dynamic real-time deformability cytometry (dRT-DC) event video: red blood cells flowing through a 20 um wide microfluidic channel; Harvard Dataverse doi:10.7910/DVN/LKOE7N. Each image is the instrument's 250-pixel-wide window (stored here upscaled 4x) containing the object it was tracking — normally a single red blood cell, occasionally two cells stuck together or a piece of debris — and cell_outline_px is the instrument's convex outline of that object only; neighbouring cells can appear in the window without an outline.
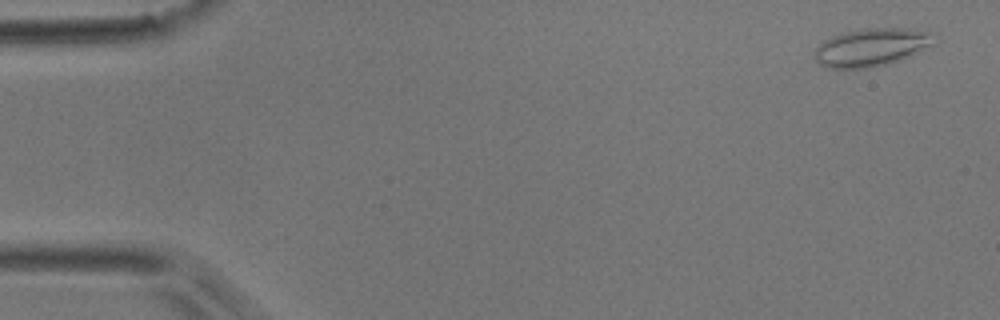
{"species": "common noctule bat (a hibernating species)", "species_latin": "Nyctalus noctula", "temperature_condition": "room temperature", "stored_images_in_passage": 51, "camera_frame_rate_fps": 3000, "um_per_image_px": 0.085, "animal": {"sex": "male", "body_mass_g": 17.9}, "frame": {"image": 1, "passage_image": 2, "time_ms": 0.333, "image_size_px": [1000, 320], "cell_outline_px": [[936, 44], [920, 52], [900, 60], [888, 64], [868, 68], [828, 68], [820, 64], [816, 60], [816, 48], [824, 40], [832, 36], [844, 32], [868, 28], [904, 28], [936, 32]], "centroid_in_image_um": [74.17, 4.01], "position_along_channel_um": 10.8, "area_um2": 26.7}}
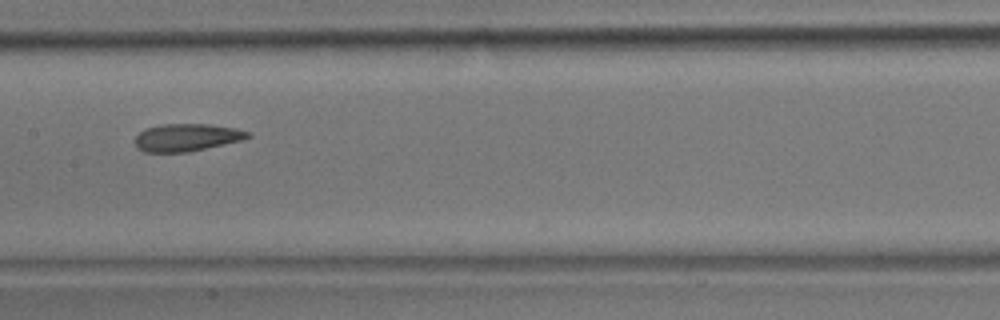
{"frame": {"image": 2, "passage_image": 25, "time_ms": 8.0, "image_size_px": [1000, 320], "cell_outline_px": [[252, 136], [240, 140], [188, 152], [144, 152], [136, 148], [136, 136], [144, 128], [160, 124], [208, 124], [236, 128], [252, 132]], "centroid_in_image_um": [15.86, 11.67], "position_along_channel_um": 191.5, "area_um2": 18.09}}
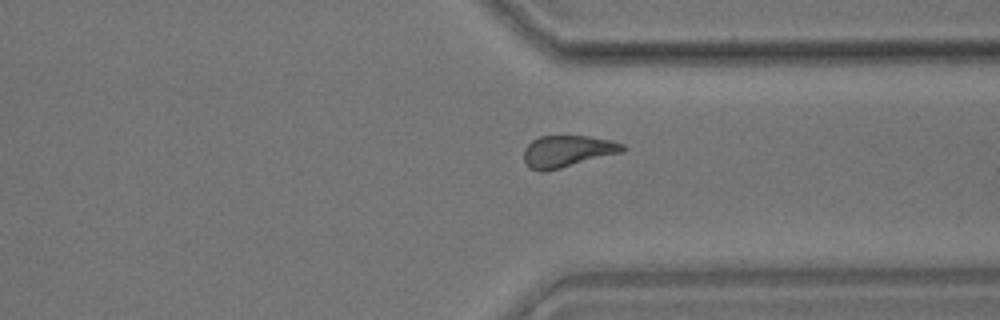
{"frame": {"image": 3, "passage_image": 38, "time_ms": 12.333, "image_size_px": [1000, 320], "cell_outline_px": [[628, 148], [624, 152], [544, 172], [540, 172], [528, 168], [524, 160], [524, 148], [532, 140], [540, 136], [588, 136], [612, 140], [624, 144]], "centroid_in_image_um": [48.25, 12.86], "position_along_channel_um": 363.2, "area_um2": 18.5}, "authors_computed_cell_mechanics": {"area_um2": 18.496, "velocity_mm_per_s": 3.9665, "shape_relaxation_time_tau1_ms": null, "shape_relaxation_time_tau2_ms": 3.5558, "deformation_change_tau1": null, "deformation_change_tau2": 0.1293}}